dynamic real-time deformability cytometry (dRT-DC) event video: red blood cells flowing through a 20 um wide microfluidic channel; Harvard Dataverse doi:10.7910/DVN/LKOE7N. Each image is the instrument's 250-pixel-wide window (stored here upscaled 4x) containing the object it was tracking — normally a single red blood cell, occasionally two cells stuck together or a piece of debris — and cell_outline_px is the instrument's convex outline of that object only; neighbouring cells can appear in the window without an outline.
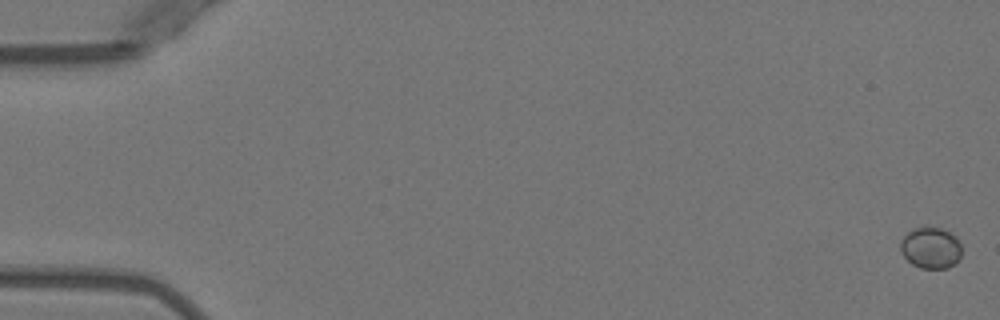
{"species": "Egyptian fruit bat (a non-hibernating species)", "species_latin": "Rousettus aegyptiacus", "temperature_condition": "warm", "stored_images_in_passage": 6, "camera_frame_rate_fps": 3000, "um_per_image_px": 0.085, "animal": {"sex": "female"}, "frame": {"image": 1, "passage_image": 1, "time_ms": 0.0, "image_size_px": [1000, 320], "cell_outline_px": [[960, 260], [956, 264], [948, 268], [920, 268], [912, 264], [900, 252], [900, 240], [912, 228], [940, 228], [956, 236], [960, 244]], "centroid_in_image_um": [79.11, 21.09], "position_along_channel_um": 5.9, "area_um2": 14.74}}
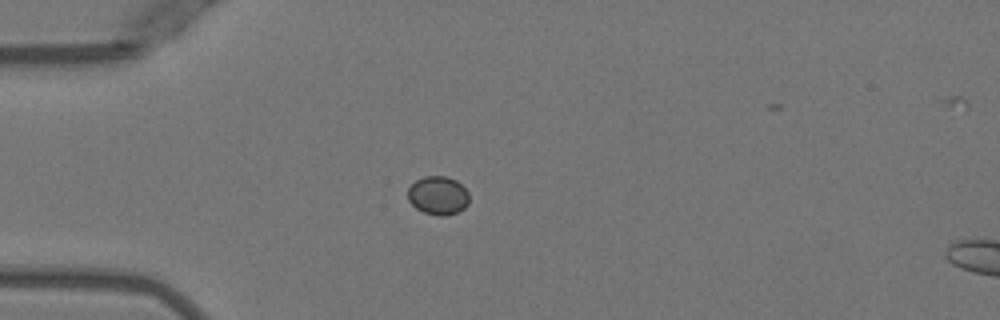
{"frame": {"image": 2, "passage_image": 5, "time_ms": 4.667, "image_size_px": [1000, 320], "cell_outline_px": [[468, 204], [464, 208], [456, 212], [444, 216], [440, 216], [424, 212], [416, 208], [408, 200], [408, 188], [416, 180], [424, 176], [444, 176], [456, 180], [468, 192]], "centroid_in_image_um": [37.22, 16.61], "position_along_channel_um": 47.8, "area_um2": 13.64}}